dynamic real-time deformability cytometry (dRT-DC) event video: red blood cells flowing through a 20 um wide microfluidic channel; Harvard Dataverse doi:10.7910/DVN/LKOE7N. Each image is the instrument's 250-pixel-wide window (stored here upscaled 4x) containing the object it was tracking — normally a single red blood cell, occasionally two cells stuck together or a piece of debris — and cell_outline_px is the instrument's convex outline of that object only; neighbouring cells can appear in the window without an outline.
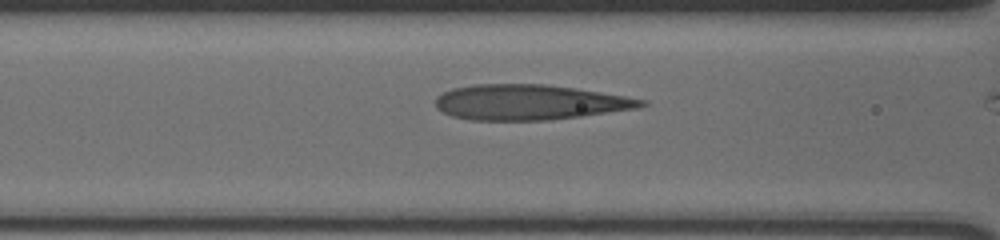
{"species": "human", "species_latin": "Homo sapiens", "temperature_condition": "cold", "stored_images_in_passage": 13, "camera_frame_rate_fps": 3000, "um_per_image_px": 0.085, "donor": {"sex": "male"}, "frame": {"image": 1, "passage_image": 4, "time_ms": 1.0, "image_size_px": [1000, 240], "cell_outline_px": [[648, 104], [640, 108], [552, 120], [472, 120], [452, 116], [436, 108], [436, 96], [452, 88], [476, 84], [544, 84], [576, 88], [648, 100]], "centroid_in_image_um": [45.03, 8.69], "position_along_channel_um": 121.6, "area_um2": 42.37}}
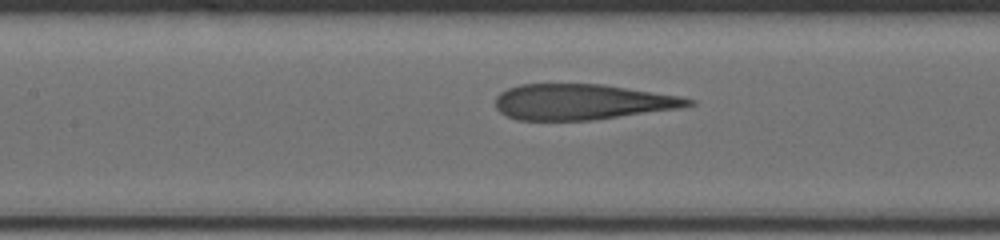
{"frame": {"image": 2, "passage_image": 7, "time_ms": 2.0, "image_size_px": [1000, 240], "cell_outline_px": [[696, 104], [680, 108], [592, 120], [516, 120], [500, 112], [496, 108], [496, 96], [500, 92], [508, 88], [520, 84], [604, 84], [680, 96], [696, 100]], "centroid_in_image_um": [49.48, 8.66], "position_along_channel_um": 157.9, "area_um2": 40.11}}
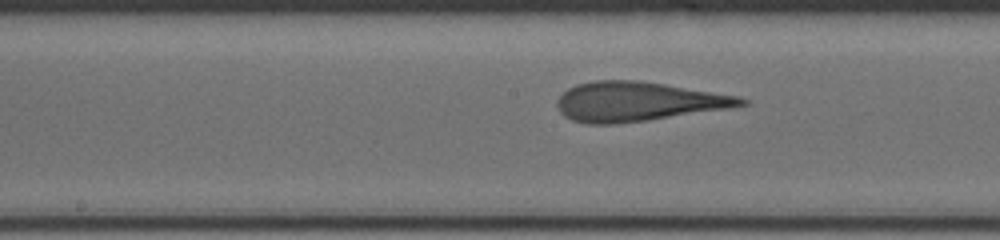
{"frame": {"image": 3, "passage_image": 10, "time_ms": 3.0, "image_size_px": [1000, 240], "cell_outline_px": [[748, 104], [728, 108], [648, 120], [612, 124], [588, 124], [572, 120], [564, 116], [560, 112], [556, 104], [556, 100], [568, 88], [576, 84], [596, 80], [640, 80], [740, 96], [748, 100]], "centroid_in_image_um": [54.19, 8.63], "position_along_channel_um": 194.0, "area_um2": 42.14}}